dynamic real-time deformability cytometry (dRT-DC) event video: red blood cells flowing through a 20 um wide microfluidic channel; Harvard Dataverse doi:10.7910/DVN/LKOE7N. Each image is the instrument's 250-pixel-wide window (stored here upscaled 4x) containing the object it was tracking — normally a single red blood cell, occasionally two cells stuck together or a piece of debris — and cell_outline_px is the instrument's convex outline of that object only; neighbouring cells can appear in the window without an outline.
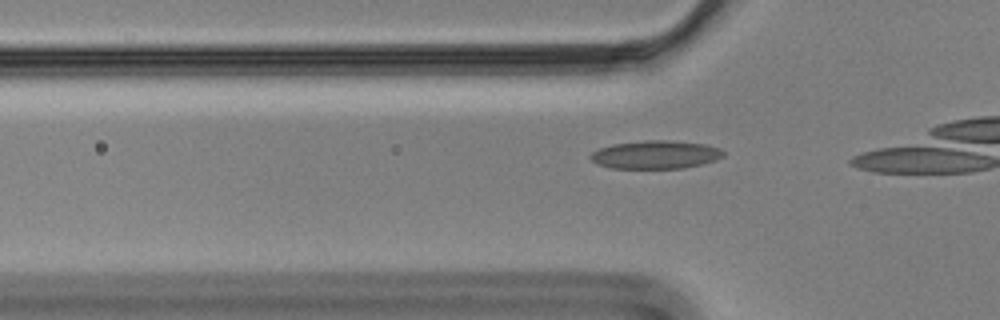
{"species": "Egyptian fruit bat (a non-hibernating species)", "species_latin": "Rousettus aegyptiacus", "temperature_condition": "cold", "stored_images_in_passage": 9, "camera_frame_rate_fps": 3000, "um_per_image_px": 0.085, "animal": {"sex": "male"}, "frame": {"image": 1, "passage_image": 4, "time_ms": 1.0, "image_size_px": [1000, 320], "cell_outline_px": [[724, 156], [716, 160], [704, 164], [684, 168], [612, 168], [596, 164], [588, 156], [592, 152], [600, 148], [612, 144], [648, 140], [664, 140], [704, 144], [720, 148], [724, 152]], "centroid_in_image_um": [55.72, 13.15], "position_along_channel_um": 70.1, "area_um2": 21.85}}
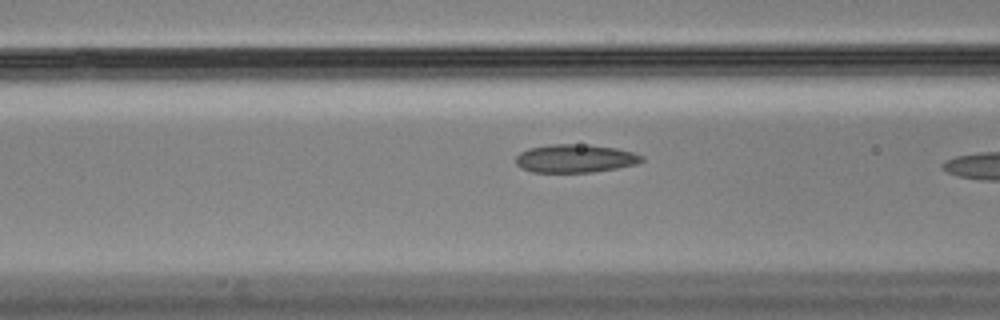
{"frame": {"image": 2, "passage_image": 8, "time_ms": 2.333, "image_size_px": [1000, 320], "cell_outline_px": [[644, 160], [636, 164], [616, 168], [592, 172], [532, 172], [520, 168], [516, 164], [516, 156], [520, 152], [528, 148], [548, 144], [588, 144], [616, 148], [632, 152], [644, 156]], "centroid_in_image_um": [48.86, 13.46], "position_along_channel_um": 117.7, "area_um2": 20.87}}